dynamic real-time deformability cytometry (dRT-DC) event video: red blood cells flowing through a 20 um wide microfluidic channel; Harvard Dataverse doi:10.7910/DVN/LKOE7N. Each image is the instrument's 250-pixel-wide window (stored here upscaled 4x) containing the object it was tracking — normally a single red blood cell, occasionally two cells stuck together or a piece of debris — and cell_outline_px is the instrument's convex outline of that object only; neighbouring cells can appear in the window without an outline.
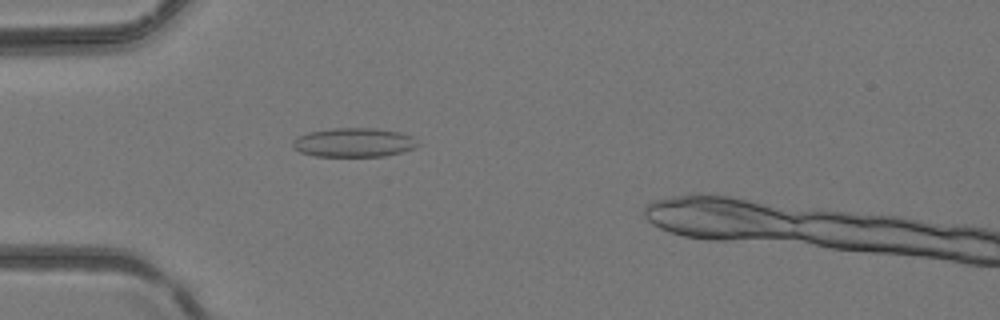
{"species": "common noctule bat (a hibernating species)", "species_latin": "Nyctalus noctula", "temperature_condition": "room temperature", "stored_images_in_passage": 5, "camera_frame_rate_fps": 3000, "um_per_image_px": 0.085, "animal": {"sex": "female", "body_mass_g": 24.6, "forearm_length_mm": 56.2}, "frame": {"image": 1, "passage_image": 4, "time_ms": 1.0, "image_size_px": [1000, 320], "cell_outline_px": [[420, 144], [416, 148], [384, 156], [316, 156], [300, 152], [292, 148], [292, 140], [296, 136], [308, 132], [332, 128], [376, 128], [400, 132], [412, 136]], "centroid_in_image_um": [30.06, 12.1], "position_along_channel_um": 54.9, "area_um2": 21.39}}